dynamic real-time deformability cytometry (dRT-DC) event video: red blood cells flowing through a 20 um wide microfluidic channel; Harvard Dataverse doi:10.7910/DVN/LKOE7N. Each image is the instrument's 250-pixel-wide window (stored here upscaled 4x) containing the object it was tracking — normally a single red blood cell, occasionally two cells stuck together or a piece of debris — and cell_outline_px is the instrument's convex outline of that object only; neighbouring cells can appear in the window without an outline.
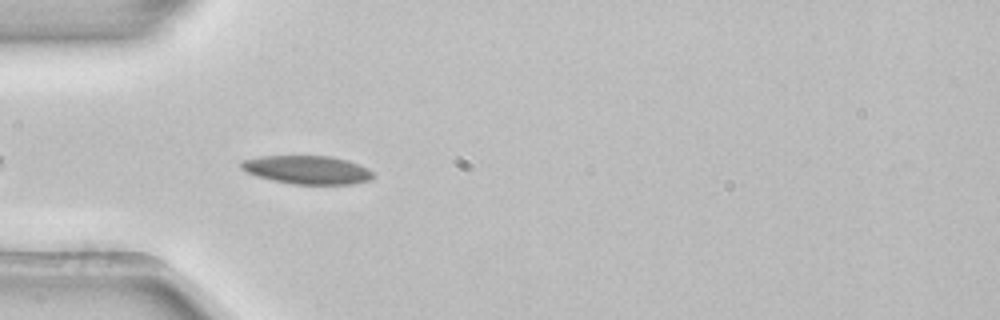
{"species": "common noctule bat (a hibernating species)", "species_latin": "Nyctalus noctula", "temperature_condition": "room temperature", "stored_images_in_passage": 41, "camera_frame_rate_fps": 3000, "um_per_image_px": 0.085, "animal": {"sex": "female", "body_mass_g": 22.7, "forearm_length_mm": 54.2}, "frame": {"image": 1, "passage_image": 4, "time_ms": 1.0, "image_size_px": [1000, 320], "cell_outline_px": [[372, 176], [368, 180], [352, 184], [292, 184], [272, 180], [256, 176], [240, 168], [240, 160], [260, 156], [332, 156], [348, 160], [360, 164], [368, 168], [372, 172]], "centroid_in_image_um": [26.08, 14.42], "position_along_channel_um": 58.9, "area_um2": 21.91}}
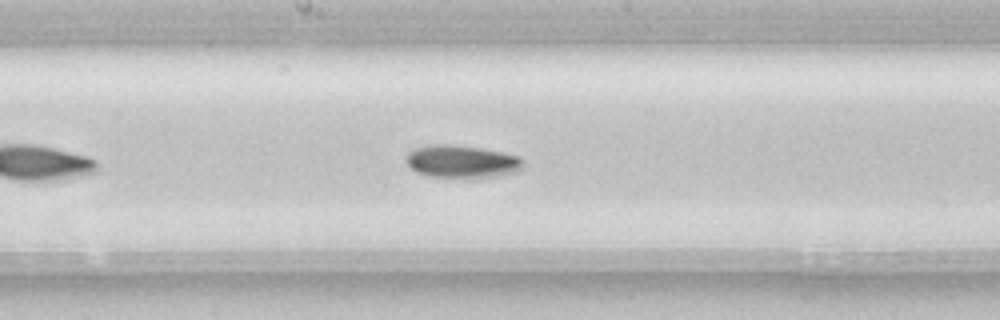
{"frame": {"image": 2, "passage_image": 16, "time_ms": 5.0, "image_size_px": [1000, 320], "cell_outline_px": [[524, 168], [516, 172], [500, 176], [428, 176], [416, 172], [404, 160], [404, 156], [408, 152], [416, 148], [428, 144], [452, 144], [480, 148], [520, 156], [524, 160]], "centroid_in_image_um": [39.25, 13.7], "position_along_channel_um": 208.9, "area_um2": 22.2}}
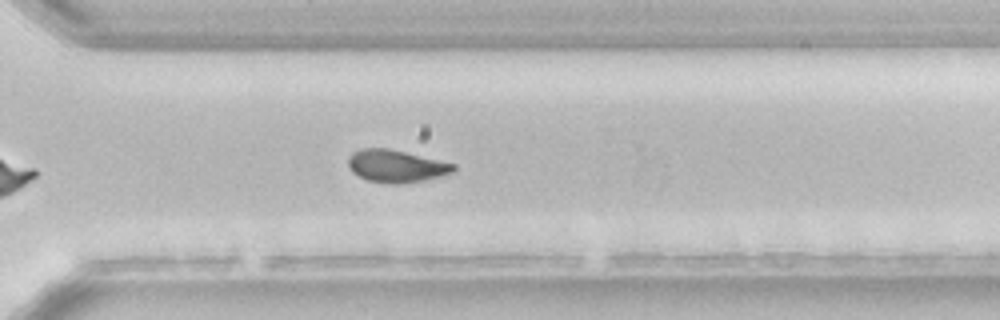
{"frame": {"image": 3, "passage_image": 26, "time_ms": 8.333, "image_size_px": [1000, 320], "cell_outline_px": [[456, 168], [452, 172], [440, 176], [424, 180], [400, 184], [392, 184], [368, 180], [352, 172], [348, 164], [348, 156], [352, 152], [360, 148], [388, 148], [456, 164]], "centroid_in_image_um": [33.65, 14.11], "position_along_channel_um": 336.9, "area_um2": 19.83}}